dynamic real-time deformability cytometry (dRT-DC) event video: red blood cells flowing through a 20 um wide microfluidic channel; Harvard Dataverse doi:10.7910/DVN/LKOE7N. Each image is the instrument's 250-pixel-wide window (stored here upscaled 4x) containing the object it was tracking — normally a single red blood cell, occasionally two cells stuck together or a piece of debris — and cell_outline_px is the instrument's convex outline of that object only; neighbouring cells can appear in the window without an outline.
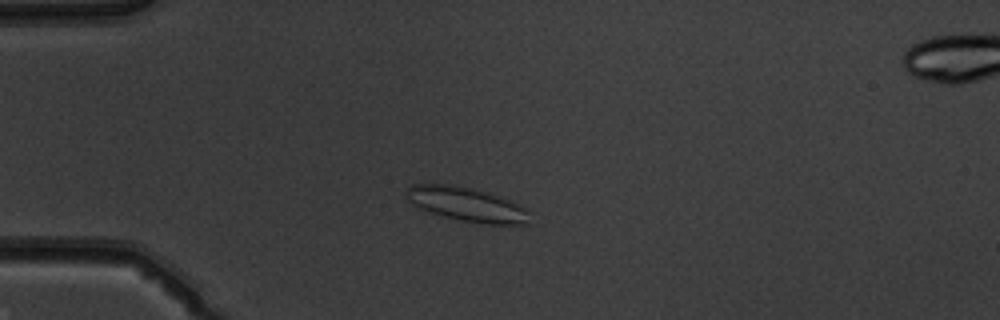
{"species": "common noctule bat (a hibernating species)", "species_latin": "Nyctalus noctula", "temperature_condition": "warm", "stored_images_in_passage": 48, "camera_frame_rate_fps": 3000, "um_per_image_px": 0.085, "animal": {"sex": "male", "body_mass_g": 19.5, "forearm_length_mm": 54.6}, "frame": {"image": 1, "passage_image": 11, "time_ms": 3.333, "image_size_px": [1000, 320], "cell_outline_px": [[536, 224], [484, 224], [460, 220], [428, 212], [412, 204], [404, 196], [404, 192], [412, 184], [452, 184], [488, 192], [508, 200], [524, 208], [528, 212]], "centroid_in_image_um": [39.67, 17.38], "position_along_channel_um": 45.3, "area_um2": 24.68}}
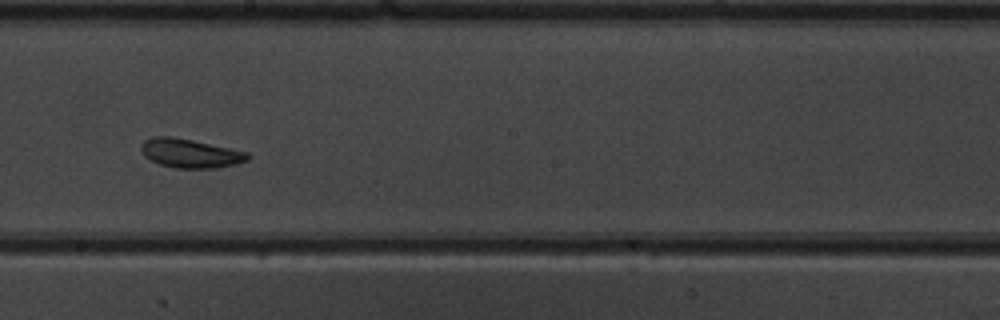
{"frame": {"image": 2, "passage_image": 27, "time_ms": 8.667, "image_size_px": [1000, 320], "cell_outline_px": [[252, 156], [248, 160], [236, 164], [216, 168], [176, 168], [160, 164], [144, 156], [140, 148], [144, 140], [152, 136], [172, 136], [192, 140], [248, 152]], "centroid_in_image_um": [16.18, 13.03], "position_along_channel_um": 232.0, "area_um2": 17.98}}
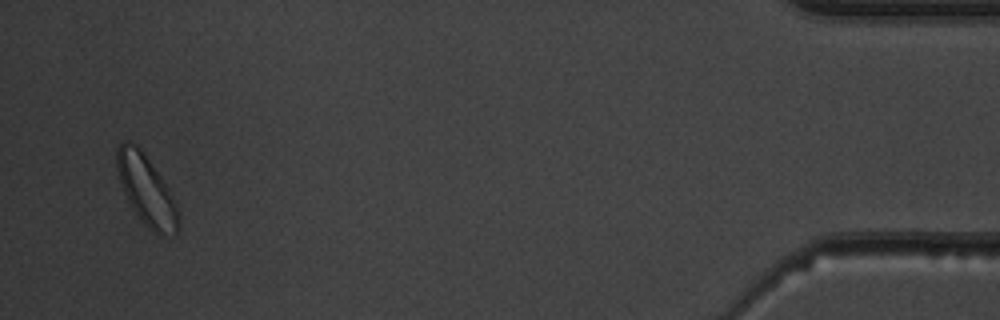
{"frame": {"image": 3, "passage_image": 47, "time_ms": 15.333, "image_size_px": [1000, 320], "cell_outline_px": [[180, 224], [176, 236], [160, 236], [148, 228], [144, 224], [132, 208], [124, 192], [116, 168], [116, 148], [124, 140], [128, 140], [136, 144], [144, 152], [168, 188], [176, 204], [180, 216]], "centroid_in_image_um": [12.46, 16.19], "position_along_channel_um": 422.7, "area_um2": 25.26}, "authors_computed_cell_mechanics": {"area_um2": 19.6231, "velocity_mm_per_s": 3.9848, "shape_relaxation_time_tau1_ms": 2.1278, "shape_relaxation_time_tau2_ms": 3.137, "deformation_change_tau1": 0.0706, "deformation_change_tau2": 0.1039}}